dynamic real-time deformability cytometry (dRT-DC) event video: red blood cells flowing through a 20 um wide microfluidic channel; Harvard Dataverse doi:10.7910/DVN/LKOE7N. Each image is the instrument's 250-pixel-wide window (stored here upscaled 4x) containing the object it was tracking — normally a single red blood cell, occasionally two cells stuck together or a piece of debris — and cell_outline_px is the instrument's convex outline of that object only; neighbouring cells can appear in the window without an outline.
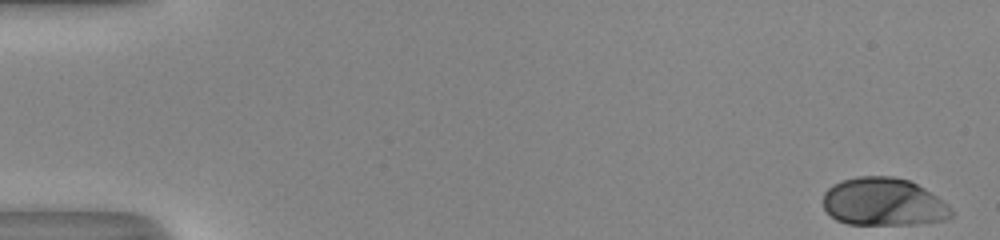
{"species": "human", "species_latin": "Homo sapiens", "temperature_condition": "room temperature", "stored_images_in_passage": 53, "camera_frame_rate_fps": 3000, "um_per_image_px": 0.085, "donor": {"sex": "male"}, "frame": {"image": 1, "passage_image": 1, "time_ms": 0.0, "image_size_px": [1000, 240], "cell_outline_px": [[952, 216], [944, 220], [916, 224], [848, 224], [836, 220], [824, 208], [824, 192], [832, 184], [856, 176], [892, 176], [908, 180], [924, 188], [948, 204], [952, 212]], "centroid_in_image_um": [75.09, 17.16], "position_along_channel_um": 9.9, "area_um2": 35.66}}
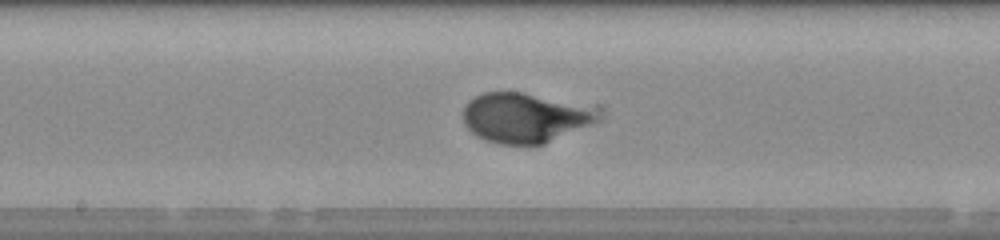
{"frame": {"image": 2, "passage_image": 28, "time_ms": 9.0, "image_size_px": [1000, 240], "cell_outline_px": [[596, 120], [588, 124], [544, 144], [500, 144], [484, 140], [476, 136], [464, 124], [464, 104], [468, 100], [484, 92], [520, 92], [576, 108], [588, 112]], "centroid_in_image_um": [44.29, 10.06], "position_along_channel_um": 203.9, "area_um2": 36.41}}
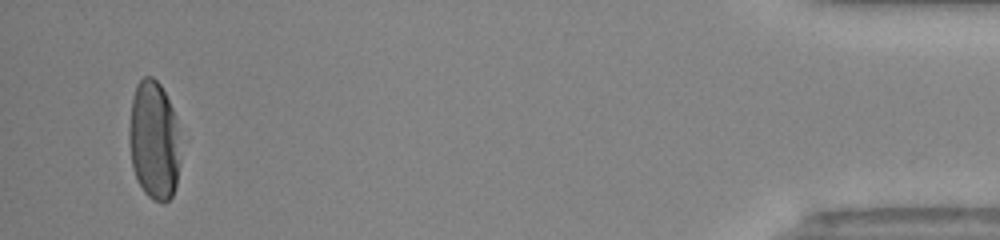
{"frame": {"image": 3, "passage_image": 50, "time_ms": 16.333, "image_size_px": [1000, 240], "cell_outline_px": [[176, 184], [172, 196], [168, 200], [152, 200], [144, 192], [132, 168], [128, 140], [128, 132], [132, 96], [136, 84], [144, 76], [152, 76], [160, 84], [176, 116]], "centroid_in_image_um": [13.0, 11.87], "position_along_channel_um": 422.2, "area_um2": 34.62}, "authors_computed_cell_mechanics": {"area_um2": 35.9516, "velocity_mm_per_s": 4.0311, "shape_relaxation_time_tau1_ms": 2.7915, "shape_relaxation_time_tau2_ms": null, "deformation_change_tau1": 0.187, "deformation_change_tau2": null}}